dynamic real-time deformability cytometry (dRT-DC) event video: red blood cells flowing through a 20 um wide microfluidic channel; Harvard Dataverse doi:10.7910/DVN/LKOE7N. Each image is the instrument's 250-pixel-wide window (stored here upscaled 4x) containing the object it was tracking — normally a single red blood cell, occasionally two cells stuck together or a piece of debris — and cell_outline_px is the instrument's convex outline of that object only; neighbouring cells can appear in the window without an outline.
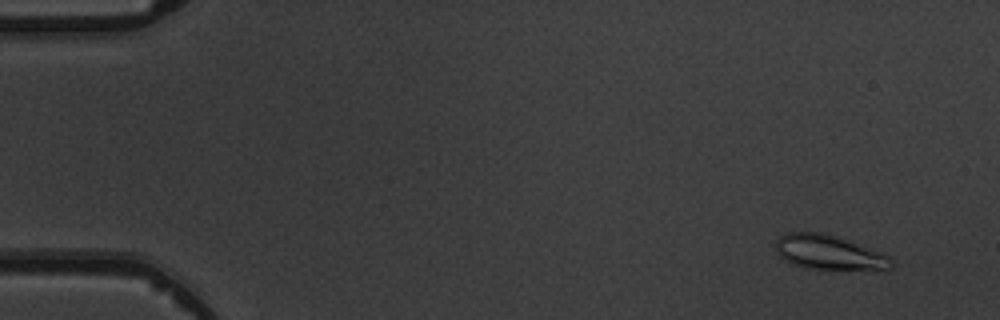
{"species": "common noctule bat (a hibernating species)", "species_latin": "Nyctalus noctula", "temperature_condition": "warm", "stored_images_in_passage": 6, "camera_frame_rate_fps": 3000, "um_per_image_px": 0.085, "animal": {"sex": "male", "body_mass_g": 19.5, "forearm_length_mm": 54.6}, "frame": {"image": 1, "passage_image": 2, "time_ms": 1.0, "image_size_px": [1000, 320], "cell_outline_px": [[896, 264], [892, 268], [804, 268], [792, 264], [784, 260], [776, 252], [776, 240], [780, 236], [788, 232], [820, 232], [836, 236], [880, 252], [888, 256]], "centroid_in_image_um": [70.39, 21.43], "position_along_channel_um": 14.6, "area_um2": 22.72}}